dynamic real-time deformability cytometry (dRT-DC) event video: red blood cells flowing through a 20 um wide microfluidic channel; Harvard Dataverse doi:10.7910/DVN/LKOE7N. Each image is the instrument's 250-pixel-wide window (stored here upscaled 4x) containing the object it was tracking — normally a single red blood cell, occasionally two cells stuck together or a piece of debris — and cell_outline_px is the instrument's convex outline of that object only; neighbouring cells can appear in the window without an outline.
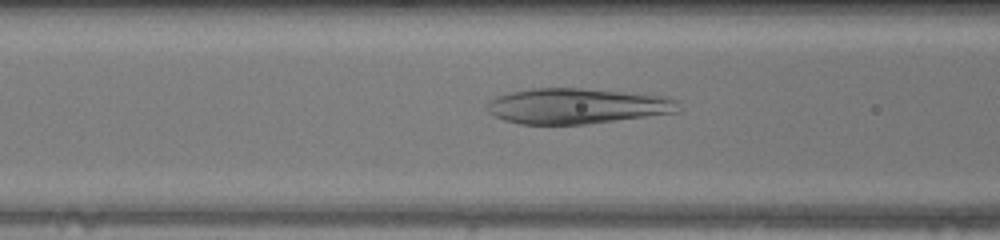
{"species": "human", "species_latin": "Homo sapiens", "temperature_condition": "warm", "stored_images_in_passage": 39, "camera_frame_rate_fps": 3000, "um_per_image_px": 0.085, "donor": {"sex": "female"}, "frame": {"image": 1, "passage_image": 9, "time_ms": 2.667, "image_size_px": [1000, 240], "cell_outline_px": [[680, 112], [588, 124], [520, 124], [504, 120], [488, 112], [488, 100], [512, 92], [532, 88], [580, 88], [668, 96], [676, 100]], "centroid_in_image_um": [49.08, 9.02], "position_along_channel_um": 117.5, "area_um2": 39.48}}
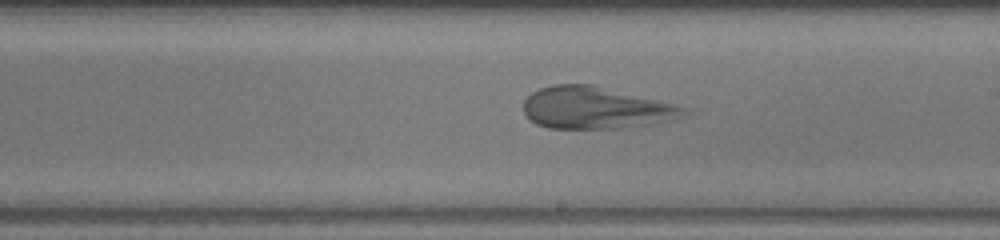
{"frame": {"image": 2, "passage_image": 18, "time_ms": 5.667, "image_size_px": [1000, 240], "cell_outline_px": [[696, 112], [676, 120], [656, 124], [624, 128], [548, 128], [536, 124], [524, 112], [524, 100], [532, 92], [540, 88], [556, 84], [592, 84], [696, 108]], "centroid_in_image_um": [50.83, 9.17], "position_along_channel_um": 238.2, "area_um2": 40.29}}
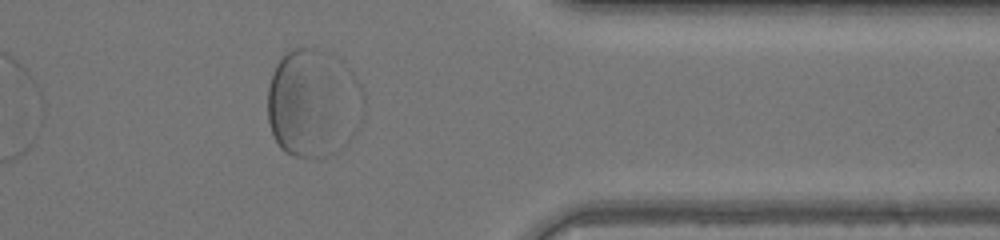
{"frame": {"image": 3, "passage_image": 30, "time_ms": 9.667, "image_size_px": [1000, 240], "cell_outline_px": [[364, 116], [360, 128], [352, 140], [348, 144], [336, 152], [324, 156], [292, 156], [284, 152], [280, 148], [272, 132], [268, 120], [268, 84], [272, 72], [276, 64], [284, 52], [292, 48], [316, 48], [352, 72], [360, 84], [364, 92]], "centroid_in_image_um": [26.65, 8.81], "position_along_channel_um": 384.8, "area_um2": 61.15}}